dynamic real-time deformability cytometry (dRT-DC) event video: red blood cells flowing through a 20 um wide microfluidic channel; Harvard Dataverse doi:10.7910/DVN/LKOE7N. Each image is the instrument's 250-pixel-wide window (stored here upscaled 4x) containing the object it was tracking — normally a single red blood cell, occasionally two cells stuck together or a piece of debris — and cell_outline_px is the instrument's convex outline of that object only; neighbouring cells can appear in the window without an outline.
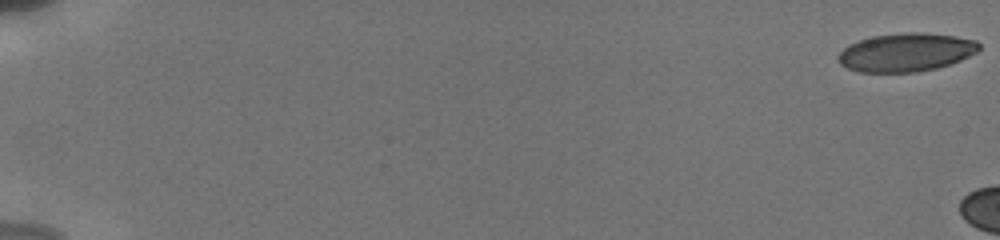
{"species": "human", "species_latin": "Homo sapiens", "temperature_condition": "cold", "stored_images_in_passage": 9, "camera_frame_rate_fps": 3000, "um_per_image_px": 0.085, "donor": {"sex": "male"}, "frame": {"image": 1, "passage_image": 1, "time_ms": 0.0, "image_size_px": [1000, 240], "cell_outline_px": [[980, 48], [976, 52], [960, 60], [936, 68], [916, 72], [860, 72], [848, 68], [840, 64], [836, 56], [848, 44], [872, 36], [904, 32], [924, 32], [952, 36], [976, 40], [980, 44]], "centroid_in_image_um": [76.98, 4.44], "position_along_channel_um": 8.0, "area_um2": 31.44}}